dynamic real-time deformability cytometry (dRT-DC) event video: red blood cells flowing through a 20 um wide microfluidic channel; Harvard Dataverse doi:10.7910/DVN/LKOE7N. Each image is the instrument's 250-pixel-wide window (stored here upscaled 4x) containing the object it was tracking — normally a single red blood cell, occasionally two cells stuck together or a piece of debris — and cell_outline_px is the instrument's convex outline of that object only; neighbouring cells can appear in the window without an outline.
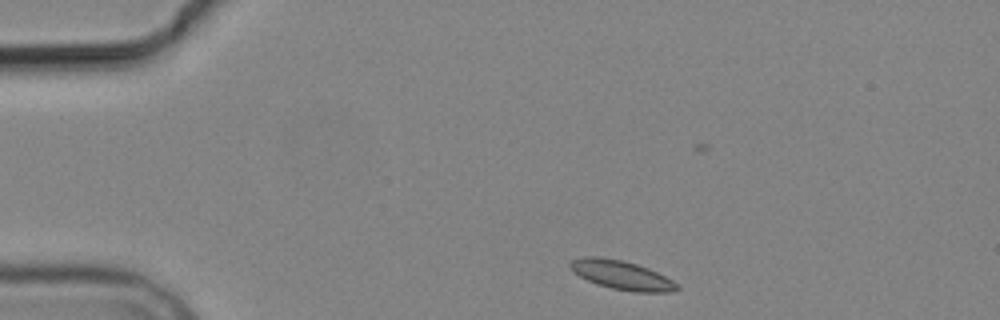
{"species": "common noctule bat (a hibernating species)", "species_latin": "Nyctalus noctula", "temperature_condition": "cold", "stored_images_in_passage": 2, "camera_frame_rate_fps": 3000, "um_per_image_px": 0.085, "animal": {"sex": "male", "body_mass_g": 19.2, "forearm_length_mm": 51.8}, "frame": {"image": 1, "passage_image": 1, "time_ms": 0.0, "image_size_px": [1000, 320], "cell_outline_px": [[680, 288], [672, 292], [636, 292], [612, 288], [596, 284], [572, 272], [568, 264], [572, 260], [584, 256], [596, 256], [620, 260], [636, 264], [648, 268], [672, 280]], "centroid_in_image_um": [52.8, 23.38], "position_along_channel_um": 32.2, "area_um2": 17.86}}